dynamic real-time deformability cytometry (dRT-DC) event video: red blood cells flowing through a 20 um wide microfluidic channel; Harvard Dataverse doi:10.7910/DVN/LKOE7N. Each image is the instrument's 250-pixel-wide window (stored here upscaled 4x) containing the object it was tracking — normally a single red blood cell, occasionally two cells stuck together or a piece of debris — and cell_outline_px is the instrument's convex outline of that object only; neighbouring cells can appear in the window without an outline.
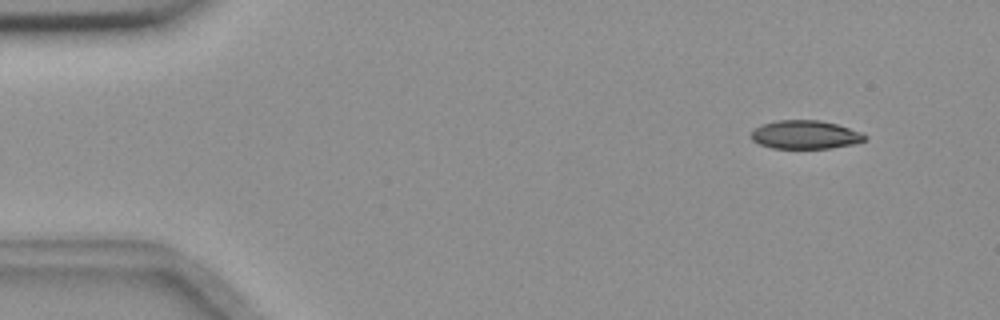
{"species": "common noctule bat (a hibernating species)", "species_latin": "Nyctalus noctula", "temperature_condition": "room temperature", "stored_images_in_passage": 4, "camera_frame_rate_fps": 3000, "um_per_image_px": 0.085, "animal": {"sex": "female", "body_mass_g": 18.4}, "frame": {"image": 1, "passage_image": 1, "time_ms": 0.0, "image_size_px": [1000, 320], "cell_outline_px": [[868, 136], [864, 140], [852, 144], [832, 148], [772, 148], [760, 144], [752, 140], [748, 136], [760, 124], [776, 120], [820, 120], [836, 124], [860, 132]], "centroid_in_image_um": [68.4, 11.44], "position_along_channel_um": 16.6, "area_um2": 18.84}}
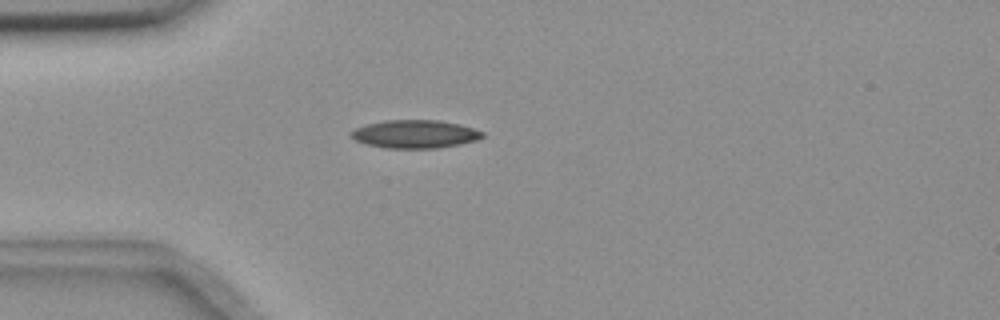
{"frame": {"image": 2, "passage_image": 3, "time_ms": 0.667, "image_size_px": [1000, 320], "cell_outline_px": [[484, 136], [476, 140], [460, 144], [436, 148], [388, 148], [368, 144], [356, 140], [352, 136], [352, 132], [356, 128], [368, 124], [384, 120], [440, 120], [460, 124], [484, 132]], "centroid_in_image_um": [35.32, 11.39], "position_along_channel_um": 49.7, "area_um2": 21.27}}